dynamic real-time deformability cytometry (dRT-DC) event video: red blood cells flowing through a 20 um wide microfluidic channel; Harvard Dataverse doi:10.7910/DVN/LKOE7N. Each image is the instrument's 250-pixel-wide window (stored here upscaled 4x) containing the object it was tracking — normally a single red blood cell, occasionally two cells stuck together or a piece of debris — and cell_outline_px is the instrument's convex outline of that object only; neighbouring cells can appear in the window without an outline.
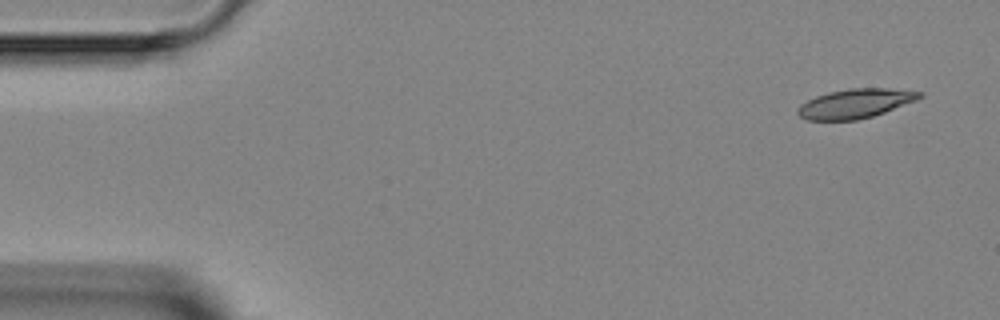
{"species": "Egyptian fruit bat (a non-hibernating species)", "species_latin": "Rousettus aegyptiacus", "temperature_condition": "room temperature", "stored_images_in_passage": 3, "camera_frame_rate_fps": 3000, "um_per_image_px": 0.085, "animal": {"sex": "female"}, "frame": {"image": 1, "passage_image": 1, "time_ms": 0.0, "image_size_px": [1000, 320], "cell_outline_px": [[924, 96], [916, 100], [884, 112], [872, 116], [856, 120], [808, 120], [800, 116], [796, 112], [796, 108], [800, 104], [816, 96], [828, 92], [848, 88], [888, 88], [924, 92]], "centroid_in_image_um": [72.69, 8.79], "position_along_channel_um": 12.3, "area_um2": 20.81}}